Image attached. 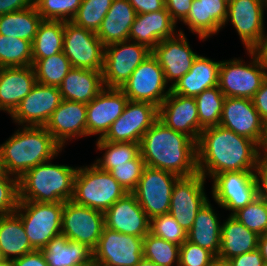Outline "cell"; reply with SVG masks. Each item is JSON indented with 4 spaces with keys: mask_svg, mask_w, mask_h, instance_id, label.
Masks as SVG:
<instances>
[{
    "mask_svg": "<svg viewBox=\"0 0 267 266\" xmlns=\"http://www.w3.org/2000/svg\"><path fill=\"white\" fill-rule=\"evenodd\" d=\"M197 150V170L206 179L226 171H255L261 147L251 139L220 125L201 131Z\"/></svg>",
    "mask_w": 267,
    "mask_h": 266,
    "instance_id": "1",
    "label": "cell"
},
{
    "mask_svg": "<svg viewBox=\"0 0 267 266\" xmlns=\"http://www.w3.org/2000/svg\"><path fill=\"white\" fill-rule=\"evenodd\" d=\"M145 165L188 177L198 172L196 142L157 120L140 141Z\"/></svg>",
    "mask_w": 267,
    "mask_h": 266,
    "instance_id": "2",
    "label": "cell"
},
{
    "mask_svg": "<svg viewBox=\"0 0 267 266\" xmlns=\"http://www.w3.org/2000/svg\"><path fill=\"white\" fill-rule=\"evenodd\" d=\"M62 148L44 126H22L0 144L2 168L19 179L30 168L57 157Z\"/></svg>",
    "mask_w": 267,
    "mask_h": 266,
    "instance_id": "3",
    "label": "cell"
},
{
    "mask_svg": "<svg viewBox=\"0 0 267 266\" xmlns=\"http://www.w3.org/2000/svg\"><path fill=\"white\" fill-rule=\"evenodd\" d=\"M77 169L52 164L51 160L30 168L18 179L19 201L55 203L71 200Z\"/></svg>",
    "mask_w": 267,
    "mask_h": 266,
    "instance_id": "4",
    "label": "cell"
},
{
    "mask_svg": "<svg viewBox=\"0 0 267 266\" xmlns=\"http://www.w3.org/2000/svg\"><path fill=\"white\" fill-rule=\"evenodd\" d=\"M83 167H78L74 178L71 200L76 204L104 213L128 193L109 172L94 163Z\"/></svg>",
    "mask_w": 267,
    "mask_h": 266,
    "instance_id": "5",
    "label": "cell"
},
{
    "mask_svg": "<svg viewBox=\"0 0 267 266\" xmlns=\"http://www.w3.org/2000/svg\"><path fill=\"white\" fill-rule=\"evenodd\" d=\"M250 63L241 59L221 61L218 87L225 97L252 99L266 80V67L258 51H247Z\"/></svg>",
    "mask_w": 267,
    "mask_h": 266,
    "instance_id": "6",
    "label": "cell"
},
{
    "mask_svg": "<svg viewBox=\"0 0 267 266\" xmlns=\"http://www.w3.org/2000/svg\"><path fill=\"white\" fill-rule=\"evenodd\" d=\"M64 202L19 201L15 213L21 218L25 233L35 250L44 248L61 234Z\"/></svg>",
    "mask_w": 267,
    "mask_h": 266,
    "instance_id": "7",
    "label": "cell"
},
{
    "mask_svg": "<svg viewBox=\"0 0 267 266\" xmlns=\"http://www.w3.org/2000/svg\"><path fill=\"white\" fill-rule=\"evenodd\" d=\"M152 53L146 45L126 40L104 48V88L120 89L133 71Z\"/></svg>",
    "mask_w": 267,
    "mask_h": 266,
    "instance_id": "8",
    "label": "cell"
},
{
    "mask_svg": "<svg viewBox=\"0 0 267 266\" xmlns=\"http://www.w3.org/2000/svg\"><path fill=\"white\" fill-rule=\"evenodd\" d=\"M178 178L172 172L145 166L132 193L150 220L169 213L173 187Z\"/></svg>",
    "mask_w": 267,
    "mask_h": 266,
    "instance_id": "9",
    "label": "cell"
},
{
    "mask_svg": "<svg viewBox=\"0 0 267 266\" xmlns=\"http://www.w3.org/2000/svg\"><path fill=\"white\" fill-rule=\"evenodd\" d=\"M211 179L214 201L231 215L258 197L255 171H226Z\"/></svg>",
    "mask_w": 267,
    "mask_h": 266,
    "instance_id": "10",
    "label": "cell"
},
{
    "mask_svg": "<svg viewBox=\"0 0 267 266\" xmlns=\"http://www.w3.org/2000/svg\"><path fill=\"white\" fill-rule=\"evenodd\" d=\"M164 71L151 53L132 73L120 90L131 101L149 102L159 107L171 92Z\"/></svg>",
    "mask_w": 267,
    "mask_h": 266,
    "instance_id": "11",
    "label": "cell"
},
{
    "mask_svg": "<svg viewBox=\"0 0 267 266\" xmlns=\"http://www.w3.org/2000/svg\"><path fill=\"white\" fill-rule=\"evenodd\" d=\"M104 48L95 32L64 22L63 52L72 68L102 71Z\"/></svg>",
    "mask_w": 267,
    "mask_h": 266,
    "instance_id": "12",
    "label": "cell"
},
{
    "mask_svg": "<svg viewBox=\"0 0 267 266\" xmlns=\"http://www.w3.org/2000/svg\"><path fill=\"white\" fill-rule=\"evenodd\" d=\"M143 238L104 227L93 260L97 266H136L143 258Z\"/></svg>",
    "mask_w": 267,
    "mask_h": 266,
    "instance_id": "13",
    "label": "cell"
},
{
    "mask_svg": "<svg viewBox=\"0 0 267 266\" xmlns=\"http://www.w3.org/2000/svg\"><path fill=\"white\" fill-rule=\"evenodd\" d=\"M104 227L103 212L76 204L72 200L64 202L61 234L69 240L83 243L93 251Z\"/></svg>",
    "mask_w": 267,
    "mask_h": 266,
    "instance_id": "14",
    "label": "cell"
},
{
    "mask_svg": "<svg viewBox=\"0 0 267 266\" xmlns=\"http://www.w3.org/2000/svg\"><path fill=\"white\" fill-rule=\"evenodd\" d=\"M158 120V107L149 102L129 100L124 111L102 138L109 142L140 143L147 130Z\"/></svg>",
    "mask_w": 267,
    "mask_h": 266,
    "instance_id": "15",
    "label": "cell"
},
{
    "mask_svg": "<svg viewBox=\"0 0 267 266\" xmlns=\"http://www.w3.org/2000/svg\"><path fill=\"white\" fill-rule=\"evenodd\" d=\"M219 125L255 141L260 147L267 132V124L260 117L253 100L248 98L226 97Z\"/></svg>",
    "mask_w": 267,
    "mask_h": 266,
    "instance_id": "16",
    "label": "cell"
},
{
    "mask_svg": "<svg viewBox=\"0 0 267 266\" xmlns=\"http://www.w3.org/2000/svg\"><path fill=\"white\" fill-rule=\"evenodd\" d=\"M231 22L247 51H257L266 40L264 6L261 0H233L225 24Z\"/></svg>",
    "mask_w": 267,
    "mask_h": 266,
    "instance_id": "17",
    "label": "cell"
},
{
    "mask_svg": "<svg viewBox=\"0 0 267 266\" xmlns=\"http://www.w3.org/2000/svg\"><path fill=\"white\" fill-rule=\"evenodd\" d=\"M205 180L197 172L188 177H179L173 187L169 214L187 232L192 228L198 211L209 200L204 192Z\"/></svg>",
    "mask_w": 267,
    "mask_h": 266,
    "instance_id": "18",
    "label": "cell"
},
{
    "mask_svg": "<svg viewBox=\"0 0 267 266\" xmlns=\"http://www.w3.org/2000/svg\"><path fill=\"white\" fill-rule=\"evenodd\" d=\"M61 101L59 87L36 83L10 116L21 126H45Z\"/></svg>",
    "mask_w": 267,
    "mask_h": 266,
    "instance_id": "19",
    "label": "cell"
},
{
    "mask_svg": "<svg viewBox=\"0 0 267 266\" xmlns=\"http://www.w3.org/2000/svg\"><path fill=\"white\" fill-rule=\"evenodd\" d=\"M152 54L156 57L164 71L165 80L172 82L170 88L178 80L189 72L193 62L198 56L192 51L185 33L182 30L173 36L159 42L153 49Z\"/></svg>",
    "mask_w": 267,
    "mask_h": 266,
    "instance_id": "20",
    "label": "cell"
},
{
    "mask_svg": "<svg viewBox=\"0 0 267 266\" xmlns=\"http://www.w3.org/2000/svg\"><path fill=\"white\" fill-rule=\"evenodd\" d=\"M129 99L118 88H104L87 104V136L99 135L103 138L111 124L118 119Z\"/></svg>",
    "mask_w": 267,
    "mask_h": 266,
    "instance_id": "21",
    "label": "cell"
},
{
    "mask_svg": "<svg viewBox=\"0 0 267 266\" xmlns=\"http://www.w3.org/2000/svg\"><path fill=\"white\" fill-rule=\"evenodd\" d=\"M158 120L174 131L189 136L196 143L200 137L198 109L194 97L172 92L158 107Z\"/></svg>",
    "mask_w": 267,
    "mask_h": 266,
    "instance_id": "22",
    "label": "cell"
},
{
    "mask_svg": "<svg viewBox=\"0 0 267 266\" xmlns=\"http://www.w3.org/2000/svg\"><path fill=\"white\" fill-rule=\"evenodd\" d=\"M105 227L144 238L150 232V219L132 192L126 193L104 212Z\"/></svg>",
    "mask_w": 267,
    "mask_h": 266,
    "instance_id": "23",
    "label": "cell"
},
{
    "mask_svg": "<svg viewBox=\"0 0 267 266\" xmlns=\"http://www.w3.org/2000/svg\"><path fill=\"white\" fill-rule=\"evenodd\" d=\"M87 104L62 99L45 128L64 147L66 141L87 136Z\"/></svg>",
    "mask_w": 267,
    "mask_h": 266,
    "instance_id": "24",
    "label": "cell"
},
{
    "mask_svg": "<svg viewBox=\"0 0 267 266\" xmlns=\"http://www.w3.org/2000/svg\"><path fill=\"white\" fill-rule=\"evenodd\" d=\"M227 11L228 4L223 0H192L190 11L182 22L204 41L224 27Z\"/></svg>",
    "mask_w": 267,
    "mask_h": 266,
    "instance_id": "25",
    "label": "cell"
},
{
    "mask_svg": "<svg viewBox=\"0 0 267 266\" xmlns=\"http://www.w3.org/2000/svg\"><path fill=\"white\" fill-rule=\"evenodd\" d=\"M35 84L32 65L0 68V110L11 115Z\"/></svg>",
    "mask_w": 267,
    "mask_h": 266,
    "instance_id": "26",
    "label": "cell"
},
{
    "mask_svg": "<svg viewBox=\"0 0 267 266\" xmlns=\"http://www.w3.org/2000/svg\"><path fill=\"white\" fill-rule=\"evenodd\" d=\"M176 23L171 19L166 8L145 13L136 14L131 26L129 40L146 45L153 49L162 40L173 37L176 33Z\"/></svg>",
    "mask_w": 267,
    "mask_h": 266,
    "instance_id": "27",
    "label": "cell"
},
{
    "mask_svg": "<svg viewBox=\"0 0 267 266\" xmlns=\"http://www.w3.org/2000/svg\"><path fill=\"white\" fill-rule=\"evenodd\" d=\"M220 63L198 55L189 72L171 87V92L196 97L205 89L218 86Z\"/></svg>",
    "mask_w": 267,
    "mask_h": 266,
    "instance_id": "28",
    "label": "cell"
},
{
    "mask_svg": "<svg viewBox=\"0 0 267 266\" xmlns=\"http://www.w3.org/2000/svg\"><path fill=\"white\" fill-rule=\"evenodd\" d=\"M136 12L128 0H112L96 35L104 46L129 40Z\"/></svg>",
    "mask_w": 267,
    "mask_h": 266,
    "instance_id": "29",
    "label": "cell"
},
{
    "mask_svg": "<svg viewBox=\"0 0 267 266\" xmlns=\"http://www.w3.org/2000/svg\"><path fill=\"white\" fill-rule=\"evenodd\" d=\"M104 89L102 71L72 68L59 86L64 100L88 104Z\"/></svg>",
    "mask_w": 267,
    "mask_h": 266,
    "instance_id": "30",
    "label": "cell"
},
{
    "mask_svg": "<svg viewBox=\"0 0 267 266\" xmlns=\"http://www.w3.org/2000/svg\"><path fill=\"white\" fill-rule=\"evenodd\" d=\"M225 221L221 224L219 258L229 260L258 249L259 235L256 232L249 230L231 214Z\"/></svg>",
    "mask_w": 267,
    "mask_h": 266,
    "instance_id": "31",
    "label": "cell"
},
{
    "mask_svg": "<svg viewBox=\"0 0 267 266\" xmlns=\"http://www.w3.org/2000/svg\"><path fill=\"white\" fill-rule=\"evenodd\" d=\"M220 218L208 200L198 211L192 228L187 232V241L208 249L218 256L221 242Z\"/></svg>",
    "mask_w": 267,
    "mask_h": 266,
    "instance_id": "32",
    "label": "cell"
},
{
    "mask_svg": "<svg viewBox=\"0 0 267 266\" xmlns=\"http://www.w3.org/2000/svg\"><path fill=\"white\" fill-rule=\"evenodd\" d=\"M40 250L48 266H74L93 258L90 248L78 241L69 240L63 234L53 237Z\"/></svg>",
    "mask_w": 267,
    "mask_h": 266,
    "instance_id": "33",
    "label": "cell"
},
{
    "mask_svg": "<svg viewBox=\"0 0 267 266\" xmlns=\"http://www.w3.org/2000/svg\"><path fill=\"white\" fill-rule=\"evenodd\" d=\"M21 218L14 212L0 215V252L3 259L14 260L34 251Z\"/></svg>",
    "mask_w": 267,
    "mask_h": 266,
    "instance_id": "34",
    "label": "cell"
},
{
    "mask_svg": "<svg viewBox=\"0 0 267 266\" xmlns=\"http://www.w3.org/2000/svg\"><path fill=\"white\" fill-rule=\"evenodd\" d=\"M42 20L35 5L0 15V34L28 40L33 43Z\"/></svg>",
    "mask_w": 267,
    "mask_h": 266,
    "instance_id": "35",
    "label": "cell"
},
{
    "mask_svg": "<svg viewBox=\"0 0 267 266\" xmlns=\"http://www.w3.org/2000/svg\"><path fill=\"white\" fill-rule=\"evenodd\" d=\"M64 21L42 20L32 43V59H43L63 51Z\"/></svg>",
    "mask_w": 267,
    "mask_h": 266,
    "instance_id": "36",
    "label": "cell"
},
{
    "mask_svg": "<svg viewBox=\"0 0 267 266\" xmlns=\"http://www.w3.org/2000/svg\"><path fill=\"white\" fill-rule=\"evenodd\" d=\"M36 83L59 87L63 78L72 69L70 60L59 52L43 59H32Z\"/></svg>",
    "mask_w": 267,
    "mask_h": 266,
    "instance_id": "37",
    "label": "cell"
},
{
    "mask_svg": "<svg viewBox=\"0 0 267 266\" xmlns=\"http://www.w3.org/2000/svg\"><path fill=\"white\" fill-rule=\"evenodd\" d=\"M99 151L104 150L103 158H98L94 164L101 170L109 172L113 164H130L140 154V143L133 142H109L102 138L96 142Z\"/></svg>",
    "mask_w": 267,
    "mask_h": 266,
    "instance_id": "38",
    "label": "cell"
},
{
    "mask_svg": "<svg viewBox=\"0 0 267 266\" xmlns=\"http://www.w3.org/2000/svg\"><path fill=\"white\" fill-rule=\"evenodd\" d=\"M194 98L198 109L200 134L203 129L219 125L226 98L219 87L205 89Z\"/></svg>",
    "mask_w": 267,
    "mask_h": 266,
    "instance_id": "39",
    "label": "cell"
},
{
    "mask_svg": "<svg viewBox=\"0 0 267 266\" xmlns=\"http://www.w3.org/2000/svg\"><path fill=\"white\" fill-rule=\"evenodd\" d=\"M32 65V43L0 34V68Z\"/></svg>",
    "mask_w": 267,
    "mask_h": 266,
    "instance_id": "40",
    "label": "cell"
},
{
    "mask_svg": "<svg viewBox=\"0 0 267 266\" xmlns=\"http://www.w3.org/2000/svg\"><path fill=\"white\" fill-rule=\"evenodd\" d=\"M143 257L159 266L179 265L180 246L148 233L143 238Z\"/></svg>",
    "mask_w": 267,
    "mask_h": 266,
    "instance_id": "41",
    "label": "cell"
},
{
    "mask_svg": "<svg viewBox=\"0 0 267 266\" xmlns=\"http://www.w3.org/2000/svg\"><path fill=\"white\" fill-rule=\"evenodd\" d=\"M111 4L112 0H82L76 15L71 21L79 27L97 33Z\"/></svg>",
    "mask_w": 267,
    "mask_h": 266,
    "instance_id": "42",
    "label": "cell"
},
{
    "mask_svg": "<svg viewBox=\"0 0 267 266\" xmlns=\"http://www.w3.org/2000/svg\"><path fill=\"white\" fill-rule=\"evenodd\" d=\"M232 216L259 236L267 233V201L259 196Z\"/></svg>",
    "mask_w": 267,
    "mask_h": 266,
    "instance_id": "43",
    "label": "cell"
},
{
    "mask_svg": "<svg viewBox=\"0 0 267 266\" xmlns=\"http://www.w3.org/2000/svg\"><path fill=\"white\" fill-rule=\"evenodd\" d=\"M82 0H35V6L43 20L71 21Z\"/></svg>",
    "mask_w": 267,
    "mask_h": 266,
    "instance_id": "44",
    "label": "cell"
},
{
    "mask_svg": "<svg viewBox=\"0 0 267 266\" xmlns=\"http://www.w3.org/2000/svg\"><path fill=\"white\" fill-rule=\"evenodd\" d=\"M150 233L178 246L187 240V231L169 213L150 220Z\"/></svg>",
    "mask_w": 267,
    "mask_h": 266,
    "instance_id": "45",
    "label": "cell"
},
{
    "mask_svg": "<svg viewBox=\"0 0 267 266\" xmlns=\"http://www.w3.org/2000/svg\"><path fill=\"white\" fill-rule=\"evenodd\" d=\"M145 166V162L139 154L134 160H130V164H113V169L109 173L127 192H132L136 188Z\"/></svg>",
    "mask_w": 267,
    "mask_h": 266,
    "instance_id": "46",
    "label": "cell"
},
{
    "mask_svg": "<svg viewBox=\"0 0 267 266\" xmlns=\"http://www.w3.org/2000/svg\"><path fill=\"white\" fill-rule=\"evenodd\" d=\"M18 202V178L7 174L3 170L0 173V215L14 213Z\"/></svg>",
    "mask_w": 267,
    "mask_h": 266,
    "instance_id": "47",
    "label": "cell"
},
{
    "mask_svg": "<svg viewBox=\"0 0 267 266\" xmlns=\"http://www.w3.org/2000/svg\"><path fill=\"white\" fill-rule=\"evenodd\" d=\"M214 257L215 255L208 249L186 240L180 246L178 266H206Z\"/></svg>",
    "mask_w": 267,
    "mask_h": 266,
    "instance_id": "48",
    "label": "cell"
},
{
    "mask_svg": "<svg viewBox=\"0 0 267 266\" xmlns=\"http://www.w3.org/2000/svg\"><path fill=\"white\" fill-rule=\"evenodd\" d=\"M191 6L192 0H165V8L175 23L187 17Z\"/></svg>",
    "mask_w": 267,
    "mask_h": 266,
    "instance_id": "49",
    "label": "cell"
},
{
    "mask_svg": "<svg viewBox=\"0 0 267 266\" xmlns=\"http://www.w3.org/2000/svg\"><path fill=\"white\" fill-rule=\"evenodd\" d=\"M228 261L230 266H264L263 257L258 249L235 256Z\"/></svg>",
    "mask_w": 267,
    "mask_h": 266,
    "instance_id": "50",
    "label": "cell"
},
{
    "mask_svg": "<svg viewBox=\"0 0 267 266\" xmlns=\"http://www.w3.org/2000/svg\"><path fill=\"white\" fill-rule=\"evenodd\" d=\"M136 14H145L165 8V0H128Z\"/></svg>",
    "mask_w": 267,
    "mask_h": 266,
    "instance_id": "51",
    "label": "cell"
},
{
    "mask_svg": "<svg viewBox=\"0 0 267 266\" xmlns=\"http://www.w3.org/2000/svg\"><path fill=\"white\" fill-rule=\"evenodd\" d=\"M258 183V196L267 201V160L260 157L255 169Z\"/></svg>",
    "mask_w": 267,
    "mask_h": 266,
    "instance_id": "52",
    "label": "cell"
},
{
    "mask_svg": "<svg viewBox=\"0 0 267 266\" xmlns=\"http://www.w3.org/2000/svg\"><path fill=\"white\" fill-rule=\"evenodd\" d=\"M252 100L260 117L267 124V80L263 82L261 88L255 93Z\"/></svg>",
    "mask_w": 267,
    "mask_h": 266,
    "instance_id": "53",
    "label": "cell"
},
{
    "mask_svg": "<svg viewBox=\"0 0 267 266\" xmlns=\"http://www.w3.org/2000/svg\"><path fill=\"white\" fill-rule=\"evenodd\" d=\"M15 266H48L41 250H34L13 260Z\"/></svg>",
    "mask_w": 267,
    "mask_h": 266,
    "instance_id": "54",
    "label": "cell"
},
{
    "mask_svg": "<svg viewBox=\"0 0 267 266\" xmlns=\"http://www.w3.org/2000/svg\"><path fill=\"white\" fill-rule=\"evenodd\" d=\"M35 5V0H0V15L23 10Z\"/></svg>",
    "mask_w": 267,
    "mask_h": 266,
    "instance_id": "55",
    "label": "cell"
},
{
    "mask_svg": "<svg viewBox=\"0 0 267 266\" xmlns=\"http://www.w3.org/2000/svg\"><path fill=\"white\" fill-rule=\"evenodd\" d=\"M258 250L263 257L264 263L267 265V233L259 236Z\"/></svg>",
    "mask_w": 267,
    "mask_h": 266,
    "instance_id": "56",
    "label": "cell"
},
{
    "mask_svg": "<svg viewBox=\"0 0 267 266\" xmlns=\"http://www.w3.org/2000/svg\"><path fill=\"white\" fill-rule=\"evenodd\" d=\"M257 51L260 53L261 57L263 58L265 67L267 69V38L263 42L262 46Z\"/></svg>",
    "mask_w": 267,
    "mask_h": 266,
    "instance_id": "57",
    "label": "cell"
},
{
    "mask_svg": "<svg viewBox=\"0 0 267 266\" xmlns=\"http://www.w3.org/2000/svg\"><path fill=\"white\" fill-rule=\"evenodd\" d=\"M206 266H224V259L215 256Z\"/></svg>",
    "mask_w": 267,
    "mask_h": 266,
    "instance_id": "58",
    "label": "cell"
},
{
    "mask_svg": "<svg viewBox=\"0 0 267 266\" xmlns=\"http://www.w3.org/2000/svg\"><path fill=\"white\" fill-rule=\"evenodd\" d=\"M136 266H159V265L143 257Z\"/></svg>",
    "mask_w": 267,
    "mask_h": 266,
    "instance_id": "59",
    "label": "cell"
},
{
    "mask_svg": "<svg viewBox=\"0 0 267 266\" xmlns=\"http://www.w3.org/2000/svg\"><path fill=\"white\" fill-rule=\"evenodd\" d=\"M261 152L264 153V154L261 153L262 154L261 157L267 160V132H266V135H265L264 143H263V145L261 147Z\"/></svg>",
    "mask_w": 267,
    "mask_h": 266,
    "instance_id": "60",
    "label": "cell"
},
{
    "mask_svg": "<svg viewBox=\"0 0 267 266\" xmlns=\"http://www.w3.org/2000/svg\"><path fill=\"white\" fill-rule=\"evenodd\" d=\"M0 266H15L13 260L3 259L0 261Z\"/></svg>",
    "mask_w": 267,
    "mask_h": 266,
    "instance_id": "61",
    "label": "cell"
},
{
    "mask_svg": "<svg viewBox=\"0 0 267 266\" xmlns=\"http://www.w3.org/2000/svg\"><path fill=\"white\" fill-rule=\"evenodd\" d=\"M74 266H97L96 263L94 262L93 258L88 261V262H84V263H81V264H77V265H74Z\"/></svg>",
    "mask_w": 267,
    "mask_h": 266,
    "instance_id": "62",
    "label": "cell"
},
{
    "mask_svg": "<svg viewBox=\"0 0 267 266\" xmlns=\"http://www.w3.org/2000/svg\"><path fill=\"white\" fill-rule=\"evenodd\" d=\"M263 6H264V9L267 10V0H261Z\"/></svg>",
    "mask_w": 267,
    "mask_h": 266,
    "instance_id": "63",
    "label": "cell"
},
{
    "mask_svg": "<svg viewBox=\"0 0 267 266\" xmlns=\"http://www.w3.org/2000/svg\"><path fill=\"white\" fill-rule=\"evenodd\" d=\"M226 4H230L233 0H223Z\"/></svg>",
    "mask_w": 267,
    "mask_h": 266,
    "instance_id": "64",
    "label": "cell"
},
{
    "mask_svg": "<svg viewBox=\"0 0 267 266\" xmlns=\"http://www.w3.org/2000/svg\"><path fill=\"white\" fill-rule=\"evenodd\" d=\"M3 171L2 164H1V156H0V173Z\"/></svg>",
    "mask_w": 267,
    "mask_h": 266,
    "instance_id": "65",
    "label": "cell"
},
{
    "mask_svg": "<svg viewBox=\"0 0 267 266\" xmlns=\"http://www.w3.org/2000/svg\"><path fill=\"white\" fill-rule=\"evenodd\" d=\"M224 266H230V265L228 264V261L225 260V259H224Z\"/></svg>",
    "mask_w": 267,
    "mask_h": 266,
    "instance_id": "66",
    "label": "cell"
},
{
    "mask_svg": "<svg viewBox=\"0 0 267 266\" xmlns=\"http://www.w3.org/2000/svg\"><path fill=\"white\" fill-rule=\"evenodd\" d=\"M1 260H3V257H2L1 252H0V261H1Z\"/></svg>",
    "mask_w": 267,
    "mask_h": 266,
    "instance_id": "67",
    "label": "cell"
}]
</instances>
